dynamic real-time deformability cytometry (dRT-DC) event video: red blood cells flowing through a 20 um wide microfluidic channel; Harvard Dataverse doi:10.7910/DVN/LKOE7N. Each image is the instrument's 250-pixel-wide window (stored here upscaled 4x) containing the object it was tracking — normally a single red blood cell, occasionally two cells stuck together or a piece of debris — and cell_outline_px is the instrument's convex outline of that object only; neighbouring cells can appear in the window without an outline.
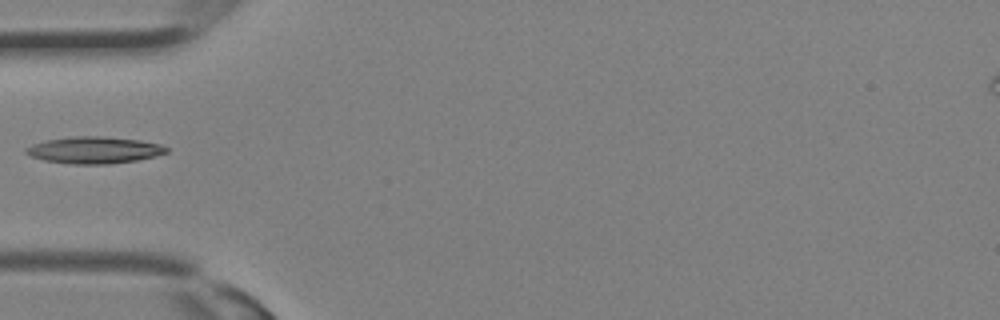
{"species": "Egyptian fruit bat (a non-hibernating species)", "species_latin": "Rousettus aegyptiacus", "temperature_condition": "room temperature", "stored_images_in_passage": 5, "camera_frame_rate_fps": 3000, "um_per_image_px": 0.085, "animal": {"sex": "female"}, "frame": {"image": 1, "passage_image": 1, "time_ms": 0.0, "image_size_px": [1000, 320], "cell_outline_px": [[168, 152], [156, 156], [136, 160], [108, 164], [72, 164], [44, 160], [32, 156], [24, 152], [24, 148], [32, 144], [48, 140], [72, 136], [104, 136], [140, 140], [160, 144], [168, 148]], "centroid_in_image_um": [8.01, 12.75], "position_along_channel_um": 77.0, "area_um2": 21.91}}